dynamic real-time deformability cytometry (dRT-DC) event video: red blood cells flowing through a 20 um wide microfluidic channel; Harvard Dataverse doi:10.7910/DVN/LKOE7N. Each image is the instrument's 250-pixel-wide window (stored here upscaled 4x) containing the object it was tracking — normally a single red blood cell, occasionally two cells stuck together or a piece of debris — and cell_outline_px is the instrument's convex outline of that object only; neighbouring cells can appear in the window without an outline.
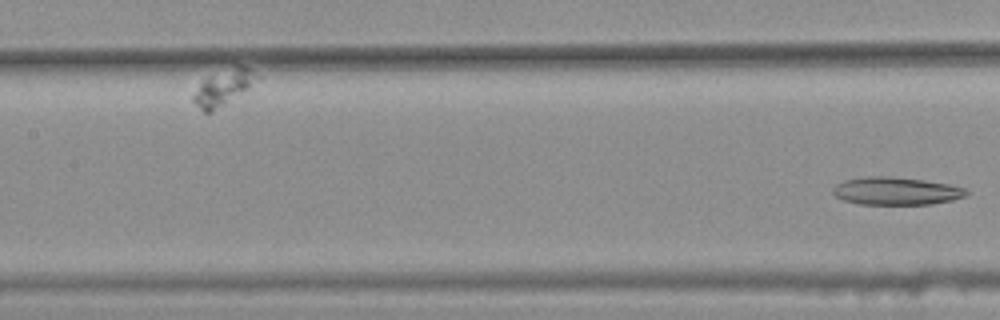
{"species": "common noctule bat (a hibernating species)", "species_latin": "Nyctalus noctula", "temperature_condition": "warm", "stored_images_in_passage": 19, "segment_of_instrument_passage": [2, 2], "camera_frame_rate_fps": 3000, "um_per_image_px": 0.085, "animal": {"sex": "female", "body_mass_g": 25.1}, "frame": {"image": 1, "passage_image": 19, "time_ms": 6.0, "image_size_px": [1000, 320], "cell_outline_px": [[972, 192], [964, 196], [952, 200], [932, 204], [860, 204], [844, 200], [836, 196], [832, 192], [832, 188], [836, 184], [844, 180], [868, 176], [884, 176], [920, 180], [948, 184], [964, 188]], "centroid_in_image_um": [76.16, 16.24], "position_along_channel_um": 131.2, "area_um2": 21.39}}